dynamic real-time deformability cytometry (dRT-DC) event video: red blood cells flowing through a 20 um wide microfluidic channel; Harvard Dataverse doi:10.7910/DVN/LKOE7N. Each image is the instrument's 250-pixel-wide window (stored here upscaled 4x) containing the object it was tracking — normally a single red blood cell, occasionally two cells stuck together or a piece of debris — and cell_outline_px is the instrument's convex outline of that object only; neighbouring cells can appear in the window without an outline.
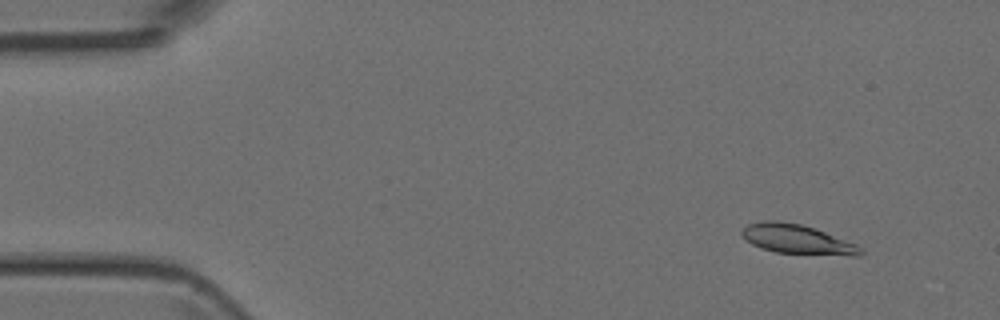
{"species": "Egyptian fruit bat (a non-hibernating species)", "species_latin": "Rousettus aegyptiacus", "temperature_condition": "room temperature", "stored_images_in_passage": 6, "camera_frame_rate_fps": 3000, "um_per_image_px": 0.085, "animal": {"sex": "female"}, "frame": {"image": 1, "passage_image": 2, "time_ms": 1.0, "image_size_px": [1000, 320], "cell_outline_px": [[864, 252], [860, 256], [852, 256], [776, 252], [760, 248], [752, 244], [740, 232], [748, 224], [764, 220], [776, 220], [800, 224], [824, 232], [856, 244], [864, 248]], "centroid_in_image_um": [67.79, 20.35], "position_along_channel_um": 17.2, "area_um2": 20.17}}
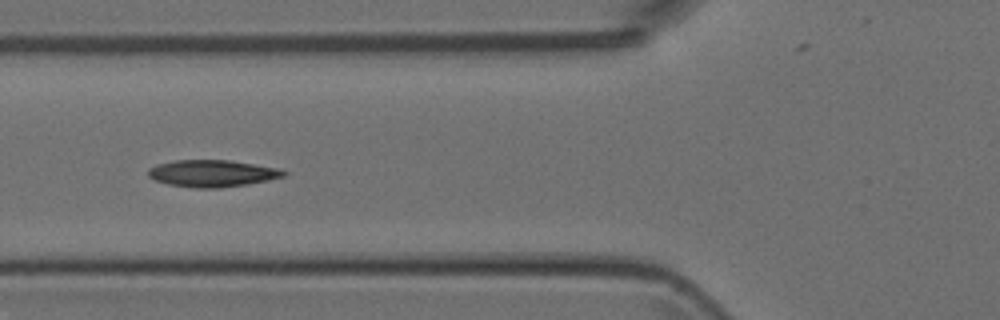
{"frame": {"image": 2, "passage_image": 6, "time_ms": 5.667, "image_size_px": [1000, 320], "cell_outline_px": [[288, 172], [284, 176], [268, 180], [248, 184], [220, 188], [192, 188], [168, 184], [156, 180], [148, 176], [148, 168], [156, 164], [176, 160], [228, 160], [280, 168]], "centroid_in_image_um": [18.04, 14.74], "position_along_channel_um": 107.8, "area_um2": 21.33}}